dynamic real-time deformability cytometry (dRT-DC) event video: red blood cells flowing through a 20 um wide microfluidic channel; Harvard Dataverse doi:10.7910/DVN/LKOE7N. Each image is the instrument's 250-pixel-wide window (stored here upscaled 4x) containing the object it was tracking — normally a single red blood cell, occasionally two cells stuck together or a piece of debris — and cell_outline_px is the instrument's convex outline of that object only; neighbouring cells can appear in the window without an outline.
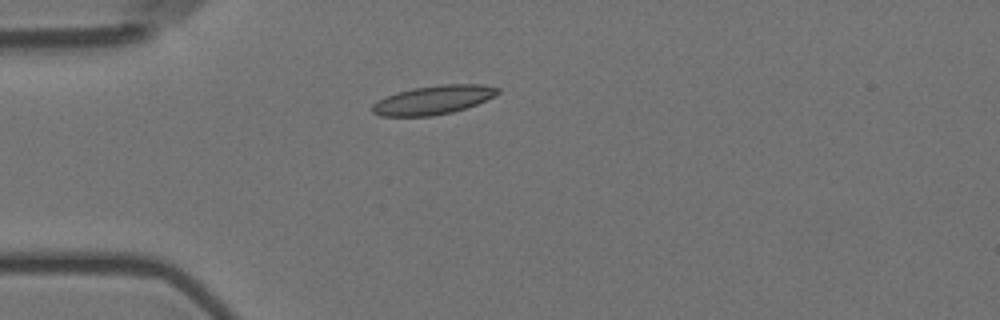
{"species": "Egyptian fruit bat (a non-hibernating species)", "species_latin": "Rousettus aegyptiacus", "temperature_condition": "room temperature", "stored_images_in_passage": 1, "camera_frame_rate_fps": 3000, "um_per_image_px": 0.085, "animal": {"sex": "female"}, "frame": {"image": 1, "passage_image": 1, "time_ms": 0.0, "image_size_px": [1000, 320], "cell_outline_px": [[500, 92], [496, 96], [476, 104], [452, 112], [432, 116], [380, 116], [372, 112], [372, 104], [376, 100], [412, 88], [440, 84], [480, 84], [500, 88]], "centroid_in_image_um": [36.84, 8.49], "position_along_channel_um": 48.2, "area_um2": 21.04}}